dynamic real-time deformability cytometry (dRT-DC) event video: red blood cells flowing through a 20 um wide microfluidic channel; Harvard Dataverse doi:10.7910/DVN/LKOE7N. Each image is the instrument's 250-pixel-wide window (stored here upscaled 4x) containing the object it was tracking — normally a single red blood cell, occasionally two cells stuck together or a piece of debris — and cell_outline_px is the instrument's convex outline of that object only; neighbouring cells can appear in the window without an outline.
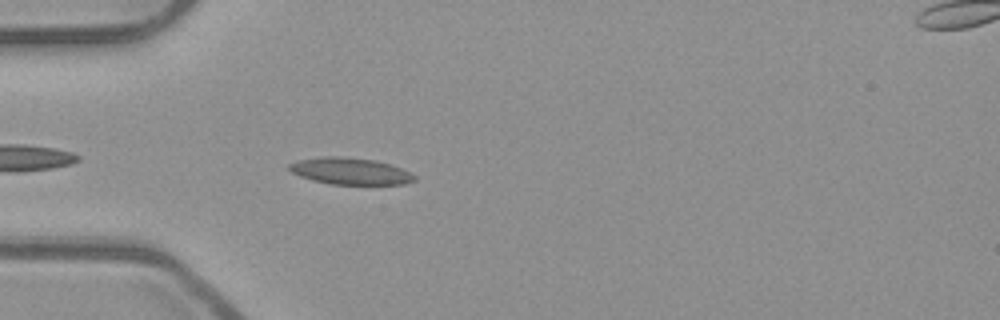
{"species": "common noctule bat (a hibernating species)", "species_latin": "Nyctalus noctula", "temperature_condition": "room temperature", "stored_images_in_passage": 41, "camera_frame_rate_fps": 3000, "um_per_image_px": 0.085, "animal": {"sex": "male", "body_mass_g": 23.1, "forearm_length_mm": 52.7}, "frame": {"image": 1, "passage_image": 4, "time_ms": 1.0, "image_size_px": [1000, 320], "cell_outline_px": [[416, 180], [404, 184], [332, 184], [312, 180], [300, 176], [292, 172], [288, 168], [288, 164], [300, 160], [320, 156], [340, 156], [372, 160], [388, 164], [400, 168], [416, 176]], "centroid_in_image_um": [29.74, 14.55], "position_along_channel_um": 55.3, "area_um2": 19.25}}
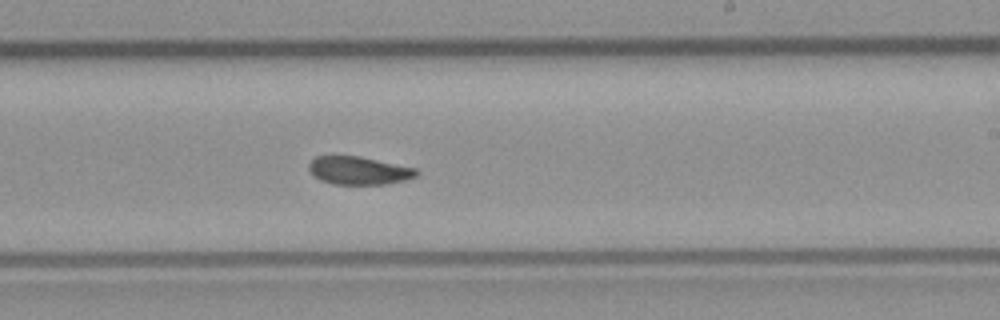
{"frame": {"image": 2, "passage_image": 20, "time_ms": 6.333, "image_size_px": [1000, 320], "cell_outline_px": [[420, 172], [416, 176], [404, 180], [384, 184], [332, 184], [320, 180], [312, 176], [308, 168], [308, 164], [316, 156], [360, 156], [416, 168]], "centroid_in_image_um": [30.47, 14.49], "position_along_channel_um": 258.5, "area_um2": 17.63}}
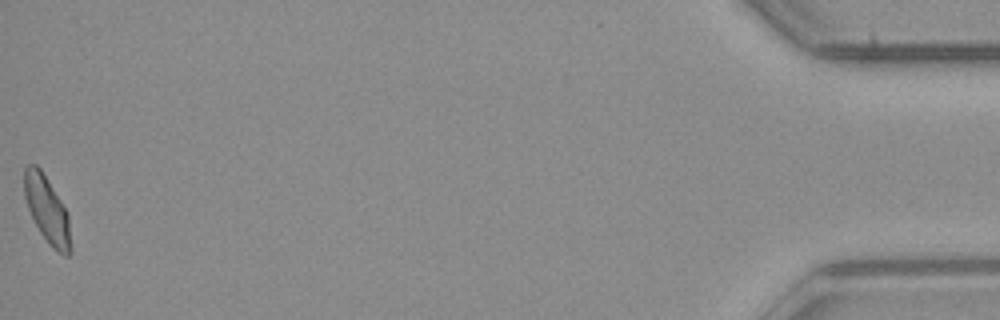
{"frame": {"image": 3, "passage_image": 41, "time_ms": 13.333, "image_size_px": [1000, 320], "cell_outline_px": [[72, 252], [68, 256], [64, 256], [52, 248], [40, 232], [28, 208], [24, 196], [24, 168], [28, 164], [36, 164], [40, 168], [68, 212], [72, 244]], "centroid_in_image_um": [4.03, 17.86], "position_along_channel_um": 431.2, "area_um2": 18.21}, "authors_computed_cell_mechanics": {"area_um2": 18.2648, "velocity_mm_per_s": 3.9392, "shape_relaxation_time_tau1_ms": 5.9535, "shape_relaxation_time_tau2_ms": 2.6133, "deformation_change_tau1": 0.1419, "deformation_change_tau2": 0.0808}}